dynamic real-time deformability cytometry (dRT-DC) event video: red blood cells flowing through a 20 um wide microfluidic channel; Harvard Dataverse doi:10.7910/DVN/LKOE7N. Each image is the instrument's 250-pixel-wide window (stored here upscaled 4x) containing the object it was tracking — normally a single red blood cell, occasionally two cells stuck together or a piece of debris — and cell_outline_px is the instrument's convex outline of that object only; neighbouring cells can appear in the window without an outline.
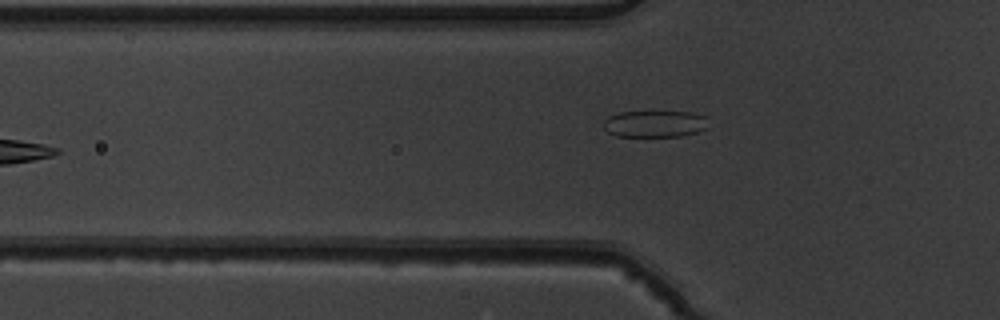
{"species": "common noctule bat (a hibernating species)", "species_latin": "Nyctalus noctula", "temperature_condition": "warm", "stored_images_in_passage": 5, "camera_frame_rate_fps": 3000, "um_per_image_px": 0.085, "animal": {"sex": "male", "body_mass_g": 19.5, "forearm_length_mm": 54.6}, "frame": {"image": 1, "passage_image": 5, "time_ms": 1.333, "image_size_px": [1000, 320], "cell_outline_px": [[708, 128], [696, 132], [680, 136], [616, 136], [608, 132], [604, 128], [604, 120], [608, 116], [620, 112], [692, 112], [708, 116]], "centroid_in_image_um": [55.69, 10.52], "position_along_channel_um": 70.1, "area_um2": 16.42}}